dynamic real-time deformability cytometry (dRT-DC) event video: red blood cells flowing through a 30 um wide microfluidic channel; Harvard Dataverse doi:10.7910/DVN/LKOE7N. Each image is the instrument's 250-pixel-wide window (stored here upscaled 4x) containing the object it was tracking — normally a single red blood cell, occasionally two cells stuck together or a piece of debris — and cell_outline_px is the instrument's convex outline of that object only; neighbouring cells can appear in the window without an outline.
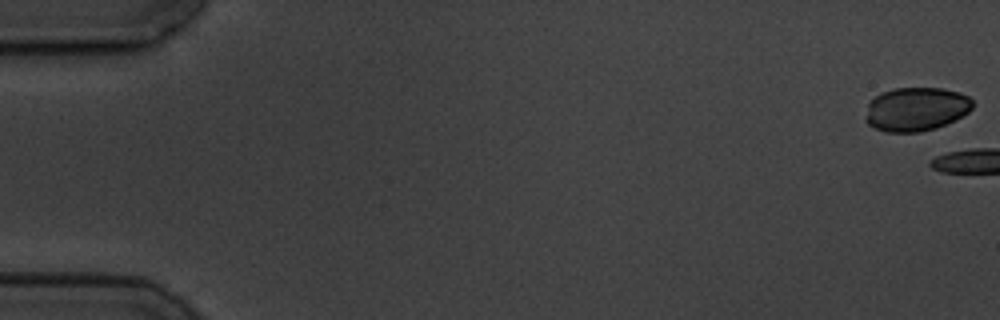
{"species": "common noctule bat (a hibernating species)", "species_latin": "Nyctalus noctula", "temperature_condition": "cold", "stored_images_in_passage": 6, "camera_frame_rate_fps": 3000, "um_per_image_px": 0.085, "animal": {"sex": "male", "body_mass_g": 19.5, "forearm_length_mm": 54.6}, "frame": {"image": 1, "passage_image": 1, "time_ms": 0.0, "image_size_px": [1000, 320], "cell_outline_px": [[972, 108], [968, 112], [956, 120], [936, 128], [920, 132], [884, 132], [872, 128], [864, 120], [868, 104], [876, 96], [884, 92], [896, 88], [940, 88], [960, 92], [968, 96], [972, 100]], "centroid_in_image_um": [77.86, 9.29], "position_along_channel_um": 7.1, "area_um2": 27.46}}